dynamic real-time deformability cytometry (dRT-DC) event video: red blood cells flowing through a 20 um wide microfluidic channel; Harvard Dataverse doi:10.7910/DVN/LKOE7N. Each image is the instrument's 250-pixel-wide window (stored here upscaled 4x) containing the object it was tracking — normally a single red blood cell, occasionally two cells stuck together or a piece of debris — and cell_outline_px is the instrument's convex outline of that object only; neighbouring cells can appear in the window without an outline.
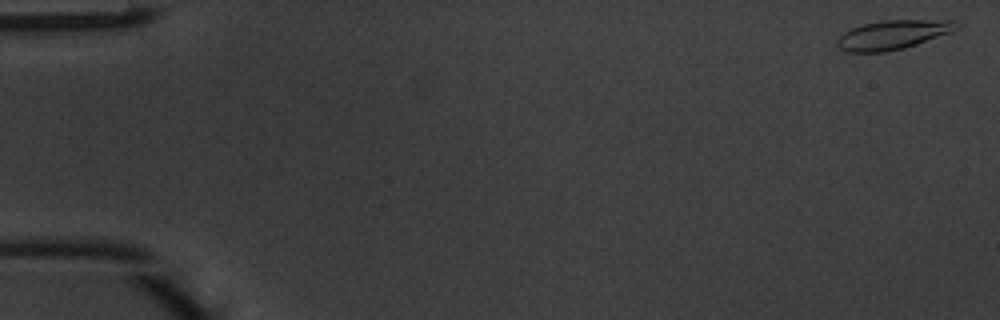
{"species": "common noctule bat (a hibernating species)", "species_latin": "Nyctalus noctula", "temperature_condition": "warm", "stored_images_in_passage": 11, "camera_frame_rate_fps": 3000, "um_per_image_px": 0.085, "animal": {"sex": "male", "body_mass_g": 20.1, "forearm_length_mm": 53.5}, "frame": {"image": 1, "passage_image": 1, "time_ms": 0.0, "image_size_px": [1000, 320], "cell_outline_px": [[960, 28], [952, 32], [904, 48], [884, 52], [844, 52], [836, 44], [836, 40], [844, 32], [852, 28], [864, 24], [880, 20], [952, 20], [960, 24]], "centroid_in_image_um": [75.9, 2.95], "position_along_channel_um": 9.1, "area_um2": 20.35}}